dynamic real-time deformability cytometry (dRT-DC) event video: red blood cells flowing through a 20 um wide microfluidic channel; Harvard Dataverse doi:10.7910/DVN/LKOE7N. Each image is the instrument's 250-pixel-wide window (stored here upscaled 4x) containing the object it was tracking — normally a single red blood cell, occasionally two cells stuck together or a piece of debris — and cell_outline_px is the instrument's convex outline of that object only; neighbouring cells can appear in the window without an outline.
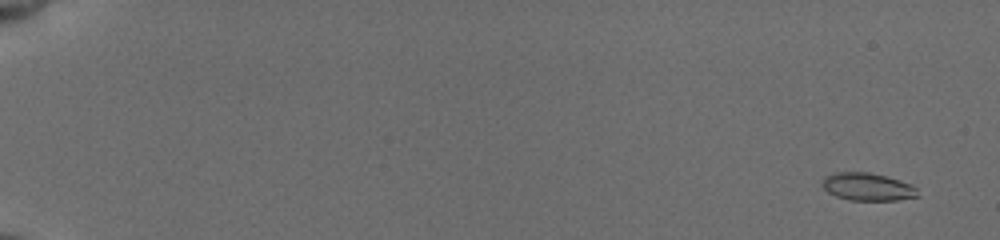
{"species": "common noctule bat (a hibernating species)", "species_latin": "Nyctalus noctula", "temperature_condition": "cold", "stored_images_in_passage": 61, "camera_frame_rate_fps": 3000, "um_per_image_px": 0.085, "animal": {"sex": "female", "body_mass_g": 19.5, "forearm_length_mm": 54.1}, "frame": {"image": 1, "passage_image": 5, "time_ms": 1.0, "image_size_px": [1000, 240], "cell_outline_px": [[920, 196], [896, 200], [848, 200], [836, 196], [828, 192], [820, 184], [824, 176], [836, 172], [868, 172], [884, 176], [912, 184], [916, 188]], "centroid_in_image_um": [73.72, 15.88], "position_along_channel_um": 11.3, "area_um2": 15.43}}
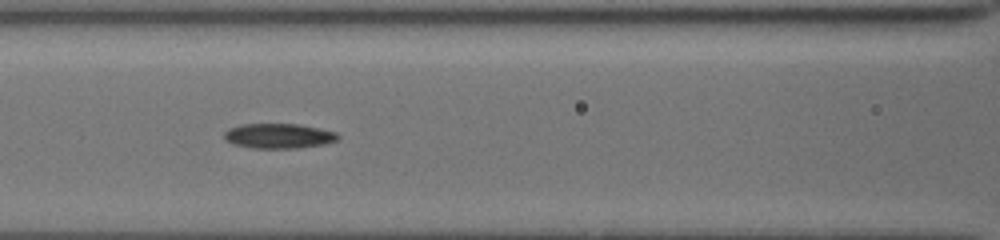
{"frame": {"image": 2, "passage_image": 37, "time_ms": 9.333, "image_size_px": [1000, 240], "cell_outline_px": [[340, 140], [324, 144], [296, 148], [252, 148], [232, 144], [224, 140], [224, 132], [228, 128], [240, 124], [296, 124], [320, 128], [336, 132], [340, 136]], "centroid_in_image_um": [23.68, 11.55], "position_along_channel_um": 142.9, "area_um2": 16.7}}
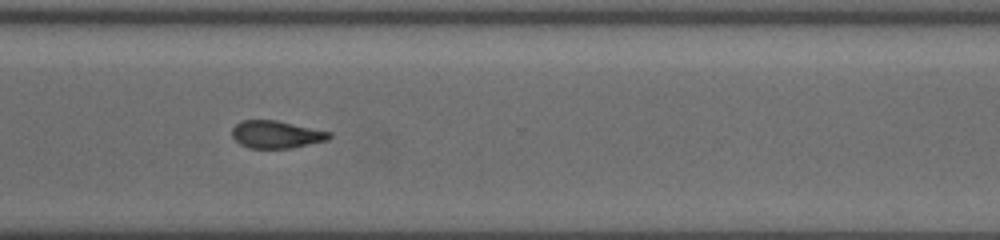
{"frame": {"image": 3, "passage_image": 60, "time_ms": 14.667, "image_size_px": [1000, 240], "cell_outline_px": [[332, 136], [328, 140], [292, 148], [248, 148], [240, 144], [232, 136], [232, 128], [240, 120], [276, 120], [332, 132]], "centroid_in_image_um": [23.49, 11.43], "position_along_channel_um": 347.1, "area_um2": 15.66}}